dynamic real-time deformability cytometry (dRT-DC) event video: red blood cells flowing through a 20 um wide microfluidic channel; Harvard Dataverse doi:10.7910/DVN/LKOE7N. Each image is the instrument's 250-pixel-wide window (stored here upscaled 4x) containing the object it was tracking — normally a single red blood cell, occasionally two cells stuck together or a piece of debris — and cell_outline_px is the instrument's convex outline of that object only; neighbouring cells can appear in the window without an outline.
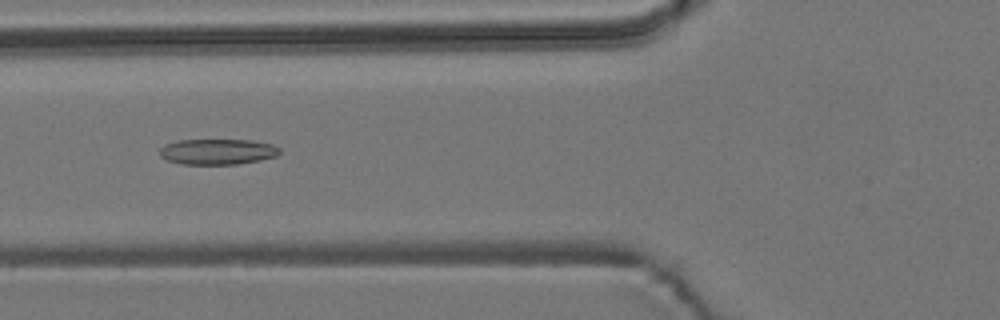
{"species": "common noctule bat (a hibernating species)", "species_latin": "Nyctalus noctula", "temperature_condition": "room temperature", "stored_images_in_passage": 52, "camera_frame_rate_fps": 3000, "um_per_image_px": 0.085, "animal": {"sex": "male", "body_mass_g": 19.2, "forearm_length_mm": 51.8}, "frame": {"image": 1, "passage_image": 18, "time_ms": 5.667, "image_size_px": [1000, 320], "cell_outline_px": [[280, 152], [276, 156], [260, 160], [236, 164], [180, 164], [168, 160], [160, 156], [160, 148], [164, 144], [176, 140], [252, 140], [272, 144], [280, 148]], "centroid_in_image_um": [18.48, 12.89], "position_along_channel_um": 107.3, "area_um2": 17.98}}
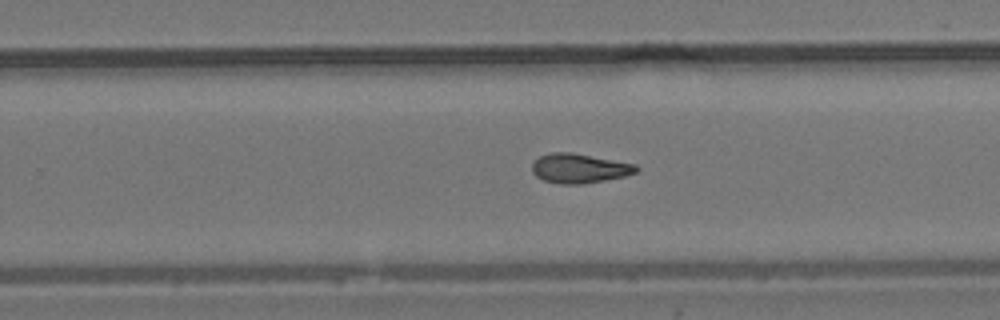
{"frame": {"image": 2, "passage_image": 32, "time_ms": 10.333, "image_size_px": [1000, 320], "cell_outline_px": [[640, 168], [636, 172], [624, 176], [584, 184], [560, 184], [544, 180], [536, 176], [532, 172], [532, 164], [540, 156], [552, 152], [572, 152], [636, 164]], "centroid_in_image_um": [49.25, 14.31], "position_along_channel_um": 280.6, "area_um2": 17.86}}
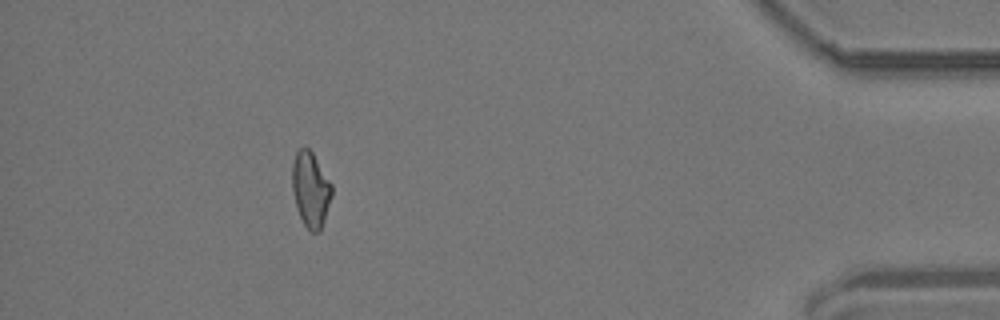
{"frame": {"image": 3, "passage_image": 47, "time_ms": 15.333, "image_size_px": [1000, 320], "cell_outline_px": [[332, 196], [320, 232], [312, 232], [304, 224], [296, 208], [292, 192], [292, 164], [296, 152], [300, 148], [308, 148], [312, 152], [332, 184]], "centroid_in_image_um": [26.39, 16.11], "position_along_channel_um": 408.8, "area_um2": 17.34}, "authors_computed_cell_mechanics": {"area_um2": 17.6868, "velocity_mm_per_s": 3.7096, "shape_relaxation_time_tau1_ms": null, "shape_relaxation_time_tau2_ms": 5.204, "deformation_change_tau1": null, "deformation_change_tau2": 0.1383}}